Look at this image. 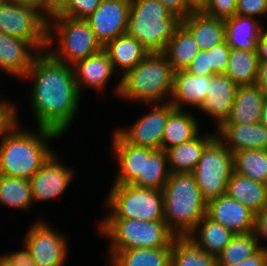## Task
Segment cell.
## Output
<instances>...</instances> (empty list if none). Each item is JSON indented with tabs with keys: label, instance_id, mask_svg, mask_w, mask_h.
Returning a JSON list of instances; mask_svg holds the SVG:
<instances>
[{
	"label": "cell",
	"instance_id": "cell-4",
	"mask_svg": "<svg viewBox=\"0 0 267 266\" xmlns=\"http://www.w3.org/2000/svg\"><path fill=\"white\" fill-rule=\"evenodd\" d=\"M162 194L164 221L169 230L176 237H188L207 208L193 173H171Z\"/></svg>",
	"mask_w": 267,
	"mask_h": 266
},
{
	"label": "cell",
	"instance_id": "cell-49",
	"mask_svg": "<svg viewBox=\"0 0 267 266\" xmlns=\"http://www.w3.org/2000/svg\"><path fill=\"white\" fill-rule=\"evenodd\" d=\"M255 84L267 94V61H259Z\"/></svg>",
	"mask_w": 267,
	"mask_h": 266
},
{
	"label": "cell",
	"instance_id": "cell-13",
	"mask_svg": "<svg viewBox=\"0 0 267 266\" xmlns=\"http://www.w3.org/2000/svg\"><path fill=\"white\" fill-rule=\"evenodd\" d=\"M129 8L130 0H102L99 7L86 18L103 47L127 33Z\"/></svg>",
	"mask_w": 267,
	"mask_h": 266
},
{
	"label": "cell",
	"instance_id": "cell-36",
	"mask_svg": "<svg viewBox=\"0 0 267 266\" xmlns=\"http://www.w3.org/2000/svg\"><path fill=\"white\" fill-rule=\"evenodd\" d=\"M31 184L29 179L0 174V204L22 211L32 206Z\"/></svg>",
	"mask_w": 267,
	"mask_h": 266
},
{
	"label": "cell",
	"instance_id": "cell-9",
	"mask_svg": "<svg viewBox=\"0 0 267 266\" xmlns=\"http://www.w3.org/2000/svg\"><path fill=\"white\" fill-rule=\"evenodd\" d=\"M192 173L206 202L226 194L234 173L233 152L216 136L204 149Z\"/></svg>",
	"mask_w": 267,
	"mask_h": 266
},
{
	"label": "cell",
	"instance_id": "cell-21",
	"mask_svg": "<svg viewBox=\"0 0 267 266\" xmlns=\"http://www.w3.org/2000/svg\"><path fill=\"white\" fill-rule=\"evenodd\" d=\"M265 93L256 85L237 86L232 110L222 124H255L262 117Z\"/></svg>",
	"mask_w": 267,
	"mask_h": 266
},
{
	"label": "cell",
	"instance_id": "cell-39",
	"mask_svg": "<svg viewBox=\"0 0 267 266\" xmlns=\"http://www.w3.org/2000/svg\"><path fill=\"white\" fill-rule=\"evenodd\" d=\"M237 0H207L203 13L217 19H227L236 15Z\"/></svg>",
	"mask_w": 267,
	"mask_h": 266
},
{
	"label": "cell",
	"instance_id": "cell-18",
	"mask_svg": "<svg viewBox=\"0 0 267 266\" xmlns=\"http://www.w3.org/2000/svg\"><path fill=\"white\" fill-rule=\"evenodd\" d=\"M216 136L232 151L267 150V127L255 124H221ZM229 144V145H228Z\"/></svg>",
	"mask_w": 267,
	"mask_h": 266
},
{
	"label": "cell",
	"instance_id": "cell-50",
	"mask_svg": "<svg viewBox=\"0 0 267 266\" xmlns=\"http://www.w3.org/2000/svg\"><path fill=\"white\" fill-rule=\"evenodd\" d=\"M262 29L259 41L257 43V55L259 61H267V30Z\"/></svg>",
	"mask_w": 267,
	"mask_h": 266
},
{
	"label": "cell",
	"instance_id": "cell-26",
	"mask_svg": "<svg viewBox=\"0 0 267 266\" xmlns=\"http://www.w3.org/2000/svg\"><path fill=\"white\" fill-rule=\"evenodd\" d=\"M226 195L242 203L255 214L267 206V184L235 172L228 181Z\"/></svg>",
	"mask_w": 267,
	"mask_h": 266
},
{
	"label": "cell",
	"instance_id": "cell-11",
	"mask_svg": "<svg viewBox=\"0 0 267 266\" xmlns=\"http://www.w3.org/2000/svg\"><path fill=\"white\" fill-rule=\"evenodd\" d=\"M23 240L37 266L64 265L68 255V241L46 222L39 220L33 224Z\"/></svg>",
	"mask_w": 267,
	"mask_h": 266
},
{
	"label": "cell",
	"instance_id": "cell-41",
	"mask_svg": "<svg viewBox=\"0 0 267 266\" xmlns=\"http://www.w3.org/2000/svg\"><path fill=\"white\" fill-rule=\"evenodd\" d=\"M236 15L254 17L267 15V0H237Z\"/></svg>",
	"mask_w": 267,
	"mask_h": 266
},
{
	"label": "cell",
	"instance_id": "cell-15",
	"mask_svg": "<svg viewBox=\"0 0 267 266\" xmlns=\"http://www.w3.org/2000/svg\"><path fill=\"white\" fill-rule=\"evenodd\" d=\"M206 216L234 234L254 230L255 213L226 194L207 202Z\"/></svg>",
	"mask_w": 267,
	"mask_h": 266
},
{
	"label": "cell",
	"instance_id": "cell-35",
	"mask_svg": "<svg viewBox=\"0 0 267 266\" xmlns=\"http://www.w3.org/2000/svg\"><path fill=\"white\" fill-rule=\"evenodd\" d=\"M171 266H218V261L189 238L176 237L172 242Z\"/></svg>",
	"mask_w": 267,
	"mask_h": 266
},
{
	"label": "cell",
	"instance_id": "cell-12",
	"mask_svg": "<svg viewBox=\"0 0 267 266\" xmlns=\"http://www.w3.org/2000/svg\"><path fill=\"white\" fill-rule=\"evenodd\" d=\"M163 103H155L153 110L142 115L128 129L120 128L116 132L132 146L161 149L164 127L169 114L175 109L169 101Z\"/></svg>",
	"mask_w": 267,
	"mask_h": 266
},
{
	"label": "cell",
	"instance_id": "cell-16",
	"mask_svg": "<svg viewBox=\"0 0 267 266\" xmlns=\"http://www.w3.org/2000/svg\"><path fill=\"white\" fill-rule=\"evenodd\" d=\"M39 54L29 41L0 32V71L22 79Z\"/></svg>",
	"mask_w": 267,
	"mask_h": 266
},
{
	"label": "cell",
	"instance_id": "cell-54",
	"mask_svg": "<svg viewBox=\"0 0 267 266\" xmlns=\"http://www.w3.org/2000/svg\"><path fill=\"white\" fill-rule=\"evenodd\" d=\"M0 266H12L0 255Z\"/></svg>",
	"mask_w": 267,
	"mask_h": 266
},
{
	"label": "cell",
	"instance_id": "cell-7",
	"mask_svg": "<svg viewBox=\"0 0 267 266\" xmlns=\"http://www.w3.org/2000/svg\"><path fill=\"white\" fill-rule=\"evenodd\" d=\"M53 40L58 42L55 49L51 45ZM50 46L53 48L51 49ZM102 49L103 46L97 40L86 19L70 17H51L48 19V47L46 51L57 61L72 66Z\"/></svg>",
	"mask_w": 267,
	"mask_h": 266
},
{
	"label": "cell",
	"instance_id": "cell-37",
	"mask_svg": "<svg viewBox=\"0 0 267 266\" xmlns=\"http://www.w3.org/2000/svg\"><path fill=\"white\" fill-rule=\"evenodd\" d=\"M260 244L253 231L235 234L229 244L217 256L218 265L241 262L255 254L260 248H263L262 244Z\"/></svg>",
	"mask_w": 267,
	"mask_h": 266
},
{
	"label": "cell",
	"instance_id": "cell-19",
	"mask_svg": "<svg viewBox=\"0 0 267 266\" xmlns=\"http://www.w3.org/2000/svg\"><path fill=\"white\" fill-rule=\"evenodd\" d=\"M78 91L81 95L83 86L104 90L108 80L115 72L107 52H99L72 65ZM82 89V90H81Z\"/></svg>",
	"mask_w": 267,
	"mask_h": 266
},
{
	"label": "cell",
	"instance_id": "cell-27",
	"mask_svg": "<svg viewBox=\"0 0 267 266\" xmlns=\"http://www.w3.org/2000/svg\"><path fill=\"white\" fill-rule=\"evenodd\" d=\"M234 235L232 231L205 215L187 238L201 250L217 257Z\"/></svg>",
	"mask_w": 267,
	"mask_h": 266
},
{
	"label": "cell",
	"instance_id": "cell-42",
	"mask_svg": "<svg viewBox=\"0 0 267 266\" xmlns=\"http://www.w3.org/2000/svg\"><path fill=\"white\" fill-rule=\"evenodd\" d=\"M185 70L192 75H215L211 71L209 53L207 52V50H200Z\"/></svg>",
	"mask_w": 267,
	"mask_h": 266
},
{
	"label": "cell",
	"instance_id": "cell-46",
	"mask_svg": "<svg viewBox=\"0 0 267 266\" xmlns=\"http://www.w3.org/2000/svg\"><path fill=\"white\" fill-rule=\"evenodd\" d=\"M166 8H168L171 13L177 15L179 18L184 19L193 13L187 6L185 0H158Z\"/></svg>",
	"mask_w": 267,
	"mask_h": 266
},
{
	"label": "cell",
	"instance_id": "cell-2",
	"mask_svg": "<svg viewBox=\"0 0 267 266\" xmlns=\"http://www.w3.org/2000/svg\"><path fill=\"white\" fill-rule=\"evenodd\" d=\"M17 114L15 110L14 123L0 137V174L30 180L54 153L47 142L61 135L40 127L23 130Z\"/></svg>",
	"mask_w": 267,
	"mask_h": 266
},
{
	"label": "cell",
	"instance_id": "cell-34",
	"mask_svg": "<svg viewBox=\"0 0 267 266\" xmlns=\"http://www.w3.org/2000/svg\"><path fill=\"white\" fill-rule=\"evenodd\" d=\"M233 156L236 174L267 184V150L244 149Z\"/></svg>",
	"mask_w": 267,
	"mask_h": 266
},
{
	"label": "cell",
	"instance_id": "cell-51",
	"mask_svg": "<svg viewBox=\"0 0 267 266\" xmlns=\"http://www.w3.org/2000/svg\"><path fill=\"white\" fill-rule=\"evenodd\" d=\"M185 2L192 12H203L207 5V0H185Z\"/></svg>",
	"mask_w": 267,
	"mask_h": 266
},
{
	"label": "cell",
	"instance_id": "cell-28",
	"mask_svg": "<svg viewBox=\"0 0 267 266\" xmlns=\"http://www.w3.org/2000/svg\"><path fill=\"white\" fill-rule=\"evenodd\" d=\"M103 49L107 52L115 72L117 68L121 69L123 75L149 54L139 41L127 33L109 41Z\"/></svg>",
	"mask_w": 267,
	"mask_h": 266
},
{
	"label": "cell",
	"instance_id": "cell-38",
	"mask_svg": "<svg viewBox=\"0 0 267 266\" xmlns=\"http://www.w3.org/2000/svg\"><path fill=\"white\" fill-rule=\"evenodd\" d=\"M101 2L102 0H69L53 17L86 19L99 7Z\"/></svg>",
	"mask_w": 267,
	"mask_h": 266
},
{
	"label": "cell",
	"instance_id": "cell-20",
	"mask_svg": "<svg viewBox=\"0 0 267 266\" xmlns=\"http://www.w3.org/2000/svg\"><path fill=\"white\" fill-rule=\"evenodd\" d=\"M211 76L192 75L186 70L174 72L173 91L169 102L175 109L184 110L189 105L199 109L203 104Z\"/></svg>",
	"mask_w": 267,
	"mask_h": 266
},
{
	"label": "cell",
	"instance_id": "cell-24",
	"mask_svg": "<svg viewBox=\"0 0 267 266\" xmlns=\"http://www.w3.org/2000/svg\"><path fill=\"white\" fill-rule=\"evenodd\" d=\"M225 21V42L230 49L257 51L263 27L254 17L234 15Z\"/></svg>",
	"mask_w": 267,
	"mask_h": 266
},
{
	"label": "cell",
	"instance_id": "cell-45",
	"mask_svg": "<svg viewBox=\"0 0 267 266\" xmlns=\"http://www.w3.org/2000/svg\"><path fill=\"white\" fill-rule=\"evenodd\" d=\"M253 233L258 243L260 239L267 240V206L261 212L255 214ZM263 248L267 250V247L263 246Z\"/></svg>",
	"mask_w": 267,
	"mask_h": 266
},
{
	"label": "cell",
	"instance_id": "cell-8",
	"mask_svg": "<svg viewBox=\"0 0 267 266\" xmlns=\"http://www.w3.org/2000/svg\"><path fill=\"white\" fill-rule=\"evenodd\" d=\"M110 190L106 205L111 211L103 219L164 220L162 190L131 184L113 185Z\"/></svg>",
	"mask_w": 267,
	"mask_h": 266
},
{
	"label": "cell",
	"instance_id": "cell-47",
	"mask_svg": "<svg viewBox=\"0 0 267 266\" xmlns=\"http://www.w3.org/2000/svg\"><path fill=\"white\" fill-rule=\"evenodd\" d=\"M218 266H267V250L260 248L255 254L241 262Z\"/></svg>",
	"mask_w": 267,
	"mask_h": 266
},
{
	"label": "cell",
	"instance_id": "cell-6",
	"mask_svg": "<svg viewBox=\"0 0 267 266\" xmlns=\"http://www.w3.org/2000/svg\"><path fill=\"white\" fill-rule=\"evenodd\" d=\"M99 233L110 239L109 252L132 248L172 247L176 236L164 220L142 221L139 219H103Z\"/></svg>",
	"mask_w": 267,
	"mask_h": 266
},
{
	"label": "cell",
	"instance_id": "cell-22",
	"mask_svg": "<svg viewBox=\"0 0 267 266\" xmlns=\"http://www.w3.org/2000/svg\"><path fill=\"white\" fill-rule=\"evenodd\" d=\"M113 150L120 169L113 185H135L143 177L144 147L128 144L117 132L113 134Z\"/></svg>",
	"mask_w": 267,
	"mask_h": 266
},
{
	"label": "cell",
	"instance_id": "cell-32",
	"mask_svg": "<svg viewBox=\"0 0 267 266\" xmlns=\"http://www.w3.org/2000/svg\"><path fill=\"white\" fill-rule=\"evenodd\" d=\"M200 49L191 33L181 24L163 52L174 71L185 70Z\"/></svg>",
	"mask_w": 267,
	"mask_h": 266
},
{
	"label": "cell",
	"instance_id": "cell-30",
	"mask_svg": "<svg viewBox=\"0 0 267 266\" xmlns=\"http://www.w3.org/2000/svg\"><path fill=\"white\" fill-rule=\"evenodd\" d=\"M172 247L132 248L116 251L112 266H171Z\"/></svg>",
	"mask_w": 267,
	"mask_h": 266
},
{
	"label": "cell",
	"instance_id": "cell-23",
	"mask_svg": "<svg viewBox=\"0 0 267 266\" xmlns=\"http://www.w3.org/2000/svg\"><path fill=\"white\" fill-rule=\"evenodd\" d=\"M200 50H208L225 42V21L203 12H193L181 20Z\"/></svg>",
	"mask_w": 267,
	"mask_h": 266
},
{
	"label": "cell",
	"instance_id": "cell-14",
	"mask_svg": "<svg viewBox=\"0 0 267 266\" xmlns=\"http://www.w3.org/2000/svg\"><path fill=\"white\" fill-rule=\"evenodd\" d=\"M53 153L44 165L31 177V195L34 201H47L59 197L70 185L74 176L71 168L58 162Z\"/></svg>",
	"mask_w": 267,
	"mask_h": 266
},
{
	"label": "cell",
	"instance_id": "cell-10",
	"mask_svg": "<svg viewBox=\"0 0 267 266\" xmlns=\"http://www.w3.org/2000/svg\"><path fill=\"white\" fill-rule=\"evenodd\" d=\"M0 32L29 41L40 53L47 50L48 18L36 8L0 1Z\"/></svg>",
	"mask_w": 267,
	"mask_h": 266
},
{
	"label": "cell",
	"instance_id": "cell-17",
	"mask_svg": "<svg viewBox=\"0 0 267 266\" xmlns=\"http://www.w3.org/2000/svg\"><path fill=\"white\" fill-rule=\"evenodd\" d=\"M236 89L237 85L225 74L211 76L205 100L199 109L214 118L216 129L229 116Z\"/></svg>",
	"mask_w": 267,
	"mask_h": 266
},
{
	"label": "cell",
	"instance_id": "cell-31",
	"mask_svg": "<svg viewBox=\"0 0 267 266\" xmlns=\"http://www.w3.org/2000/svg\"><path fill=\"white\" fill-rule=\"evenodd\" d=\"M170 174L167 152L144 147L143 177L134 186L163 190Z\"/></svg>",
	"mask_w": 267,
	"mask_h": 266
},
{
	"label": "cell",
	"instance_id": "cell-40",
	"mask_svg": "<svg viewBox=\"0 0 267 266\" xmlns=\"http://www.w3.org/2000/svg\"><path fill=\"white\" fill-rule=\"evenodd\" d=\"M211 71L214 74H224L228 67L230 48L226 42L208 49Z\"/></svg>",
	"mask_w": 267,
	"mask_h": 266
},
{
	"label": "cell",
	"instance_id": "cell-33",
	"mask_svg": "<svg viewBox=\"0 0 267 266\" xmlns=\"http://www.w3.org/2000/svg\"><path fill=\"white\" fill-rule=\"evenodd\" d=\"M258 64L257 51L230 49L224 74L237 86L253 85L257 79Z\"/></svg>",
	"mask_w": 267,
	"mask_h": 266
},
{
	"label": "cell",
	"instance_id": "cell-48",
	"mask_svg": "<svg viewBox=\"0 0 267 266\" xmlns=\"http://www.w3.org/2000/svg\"><path fill=\"white\" fill-rule=\"evenodd\" d=\"M19 4L36 8L49 19V0H13Z\"/></svg>",
	"mask_w": 267,
	"mask_h": 266
},
{
	"label": "cell",
	"instance_id": "cell-29",
	"mask_svg": "<svg viewBox=\"0 0 267 266\" xmlns=\"http://www.w3.org/2000/svg\"><path fill=\"white\" fill-rule=\"evenodd\" d=\"M196 117L191 112L174 109L168 116L161 141V150L168 151L194 139L200 132Z\"/></svg>",
	"mask_w": 267,
	"mask_h": 266
},
{
	"label": "cell",
	"instance_id": "cell-3",
	"mask_svg": "<svg viewBox=\"0 0 267 266\" xmlns=\"http://www.w3.org/2000/svg\"><path fill=\"white\" fill-rule=\"evenodd\" d=\"M174 70L164 53H149L121 76L115 87L117 97L142 104L162 103L173 91Z\"/></svg>",
	"mask_w": 267,
	"mask_h": 266
},
{
	"label": "cell",
	"instance_id": "cell-5",
	"mask_svg": "<svg viewBox=\"0 0 267 266\" xmlns=\"http://www.w3.org/2000/svg\"><path fill=\"white\" fill-rule=\"evenodd\" d=\"M181 20L158 0H130L127 34L149 53H163Z\"/></svg>",
	"mask_w": 267,
	"mask_h": 266
},
{
	"label": "cell",
	"instance_id": "cell-44",
	"mask_svg": "<svg viewBox=\"0 0 267 266\" xmlns=\"http://www.w3.org/2000/svg\"><path fill=\"white\" fill-rule=\"evenodd\" d=\"M0 99V137L15 121V105Z\"/></svg>",
	"mask_w": 267,
	"mask_h": 266
},
{
	"label": "cell",
	"instance_id": "cell-52",
	"mask_svg": "<svg viewBox=\"0 0 267 266\" xmlns=\"http://www.w3.org/2000/svg\"><path fill=\"white\" fill-rule=\"evenodd\" d=\"M69 0H49V18L56 15Z\"/></svg>",
	"mask_w": 267,
	"mask_h": 266
},
{
	"label": "cell",
	"instance_id": "cell-53",
	"mask_svg": "<svg viewBox=\"0 0 267 266\" xmlns=\"http://www.w3.org/2000/svg\"><path fill=\"white\" fill-rule=\"evenodd\" d=\"M260 123L267 127V94L265 95Z\"/></svg>",
	"mask_w": 267,
	"mask_h": 266
},
{
	"label": "cell",
	"instance_id": "cell-1",
	"mask_svg": "<svg viewBox=\"0 0 267 266\" xmlns=\"http://www.w3.org/2000/svg\"><path fill=\"white\" fill-rule=\"evenodd\" d=\"M34 80L31 103L37 128L53 130L60 135L72 125L79 107L80 95L73 67L41 52L22 79Z\"/></svg>",
	"mask_w": 267,
	"mask_h": 266
},
{
	"label": "cell",
	"instance_id": "cell-43",
	"mask_svg": "<svg viewBox=\"0 0 267 266\" xmlns=\"http://www.w3.org/2000/svg\"><path fill=\"white\" fill-rule=\"evenodd\" d=\"M1 256L12 266H37L25 244L22 250L6 253Z\"/></svg>",
	"mask_w": 267,
	"mask_h": 266
},
{
	"label": "cell",
	"instance_id": "cell-25",
	"mask_svg": "<svg viewBox=\"0 0 267 266\" xmlns=\"http://www.w3.org/2000/svg\"><path fill=\"white\" fill-rule=\"evenodd\" d=\"M200 133L194 138L167 151L170 173H192L206 146L216 137L215 133Z\"/></svg>",
	"mask_w": 267,
	"mask_h": 266
}]
</instances>
